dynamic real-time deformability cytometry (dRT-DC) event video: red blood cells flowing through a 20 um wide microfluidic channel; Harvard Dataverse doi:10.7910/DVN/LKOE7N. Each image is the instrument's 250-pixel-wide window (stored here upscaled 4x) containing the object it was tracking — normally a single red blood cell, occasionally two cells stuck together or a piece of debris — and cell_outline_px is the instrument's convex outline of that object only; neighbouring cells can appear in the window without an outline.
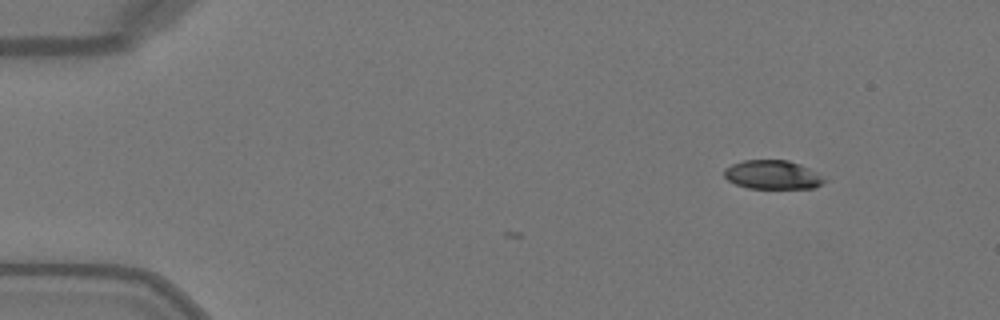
{"species": "Egyptian fruit bat (a non-hibernating species)", "species_latin": "Rousettus aegyptiacus", "temperature_condition": "warm", "stored_images_in_passage": 5, "camera_frame_rate_fps": 3000, "um_per_image_px": 0.085, "animal": {"sex": "female"}, "frame": {"image": 1, "passage_image": 1, "time_ms": 0.0, "image_size_px": [1000, 320], "cell_outline_px": [[824, 180], [816, 188], [748, 188], [736, 184], [728, 180], [724, 176], [724, 168], [732, 164], [744, 160], [788, 160], [800, 164], [816, 172]], "centroid_in_image_um": [65.62, 14.85], "position_along_channel_um": 19.4, "area_um2": 16.65}}